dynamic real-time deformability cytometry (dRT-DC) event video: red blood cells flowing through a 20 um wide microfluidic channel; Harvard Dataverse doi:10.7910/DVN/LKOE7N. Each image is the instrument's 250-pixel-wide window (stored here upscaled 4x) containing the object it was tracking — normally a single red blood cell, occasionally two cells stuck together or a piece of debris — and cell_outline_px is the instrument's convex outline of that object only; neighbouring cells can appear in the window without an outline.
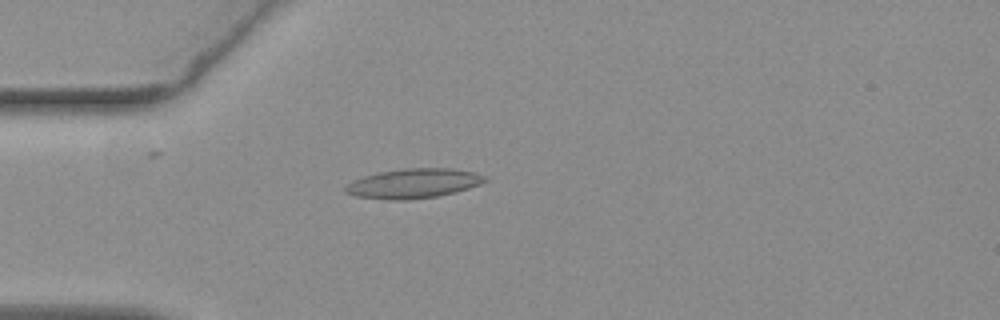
{"species": "common noctule bat (a hibernating species)", "species_latin": "Nyctalus noctula", "temperature_condition": "warm", "stored_images_in_passage": 56, "camera_frame_rate_fps": 3000, "um_per_image_px": 0.085, "animal": {"sex": "female", "body_mass_g": 19.3, "forearm_length_mm": 54.1}, "frame": {"image": 1, "passage_image": 15, "time_ms": 4.667, "image_size_px": [1000, 320], "cell_outline_px": [[488, 180], [480, 184], [456, 192], [436, 196], [408, 200], [388, 200], [356, 196], [344, 192], [344, 188], [348, 184], [364, 176], [380, 172], [404, 168], [448, 168], [472, 172], [488, 176]], "centroid_in_image_um": [35.16, 15.59], "position_along_channel_um": 49.8, "area_um2": 23.93}}
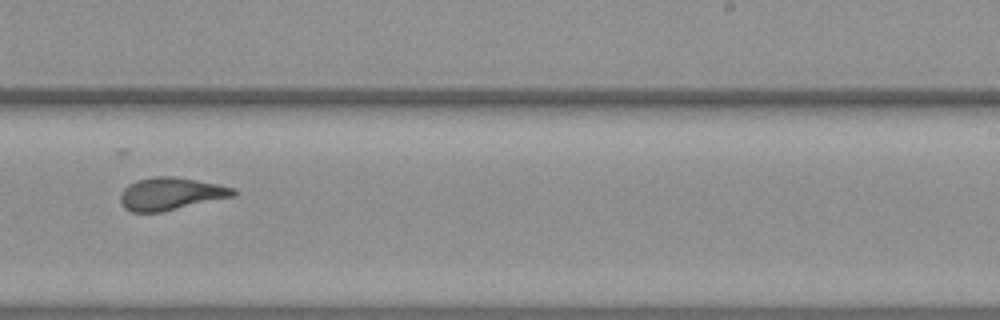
{"frame": {"image": 2, "passage_image": 34, "time_ms": 11.0, "image_size_px": [1000, 320], "cell_outline_px": [[236, 196], [160, 212], [132, 212], [124, 208], [120, 204], [120, 196], [124, 188], [128, 184], [152, 176], [172, 176], [220, 184], [236, 188]], "centroid_in_image_um": [14.53, 16.47], "position_along_channel_um": 274.5, "area_um2": 21.5}}
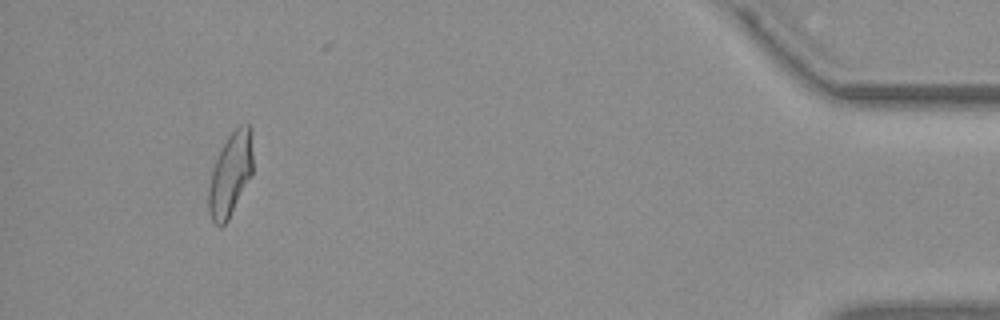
{"frame": {"image": 3, "passage_image": 51, "time_ms": 16.667, "image_size_px": [1000, 320], "cell_outline_px": [[252, 176], [228, 220], [220, 228], [212, 220], [208, 212], [208, 188], [212, 168], [228, 136], [236, 124], [248, 120], [252, 124]], "centroid_in_image_um": [19.61, 14.74], "position_along_channel_um": 415.6, "area_um2": 22.14}, "authors_computed_cell_mechanics": {"area_um2": 21.5594, "velocity_mm_per_s": 3.744, "shape_relaxation_time_tau1_ms": 5.2557, "shape_relaxation_time_tau2_ms": 1.5841, "deformation_change_tau1": 0.195, "deformation_change_tau2": 0.0829}}